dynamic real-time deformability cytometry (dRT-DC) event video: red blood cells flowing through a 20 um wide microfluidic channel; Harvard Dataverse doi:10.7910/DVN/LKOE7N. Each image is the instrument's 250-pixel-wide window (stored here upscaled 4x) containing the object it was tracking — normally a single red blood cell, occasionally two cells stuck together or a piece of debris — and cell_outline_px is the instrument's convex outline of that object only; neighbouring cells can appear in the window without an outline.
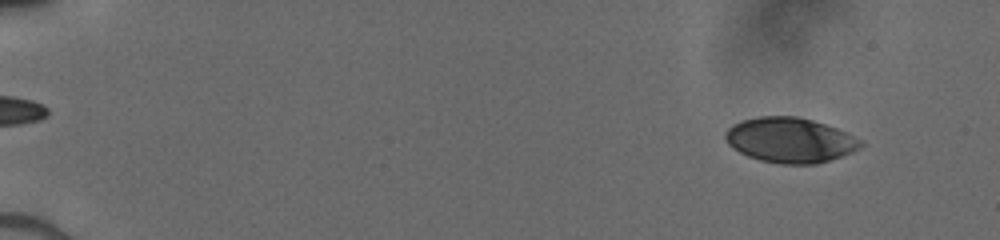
{"species": "human", "species_latin": "Homo sapiens", "temperature_condition": "cold", "stored_images_in_passage": 51, "camera_frame_rate_fps": 3000, "um_per_image_px": 0.085, "donor": {"sex": "male"}, "frame": {"image": 1, "passage_image": 5, "time_ms": 1.333, "image_size_px": [1000, 240], "cell_outline_px": [[864, 144], [860, 148], [852, 152], [816, 164], [780, 164], [760, 160], [748, 156], [732, 148], [728, 144], [724, 136], [724, 132], [732, 124], [744, 120], [760, 116], [796, 116], [812, 120], [836, 128], [860, 140]], "centroid_in_image_um": [67.11, 11.91], "position_along_channel_um": 17.9, "area_um2": 35.32}}
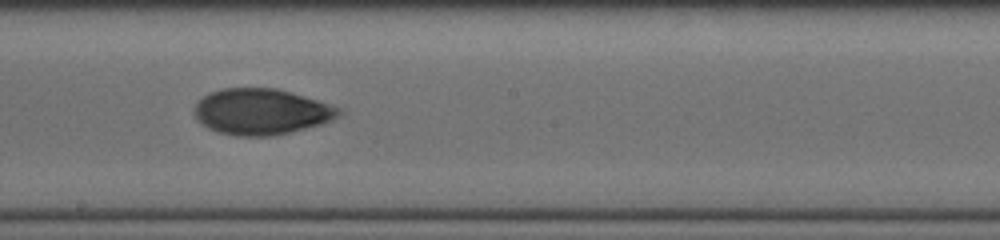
{"frame": {"image": 2, "passage_image": 31, "time_ms": 10.0, "image_size_px": [1000, 240], "cell_outline_px": [[344, 112], [340, 116], [332, 120], [320, 124], [292, 132], [272, 136], [236, 136], [216, 132], [200, 124], [196, 120], [192, 112], [196, 104], [208, 92], [224, 88], [276, 88], [320, 100], [344, 108]], "centroid_in_image_um": [22.23, 9.5], "position_along_channel_um": 226.0, "area_um2": 39.36}}
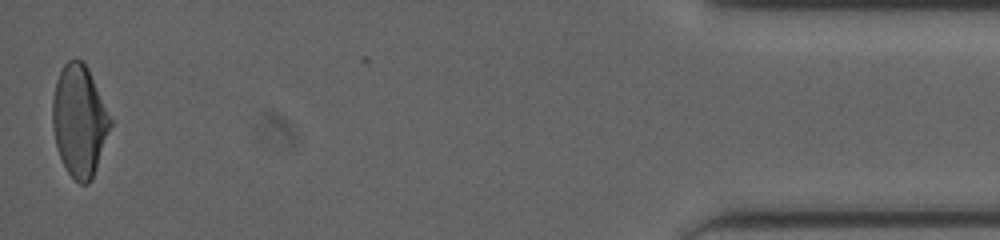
{"frame": {"image": 3, "passage_image": 51, "time_ms": 16.667, "image_size_px": [1000, 240], "cell_outline_px": [[112, 124], [92, 180], [88, 184], [80, 184], [68, 172], [60, 156], [56, 144], [52, 128], [52, 100], [56, 80], [64, 64], [68, 60], [80, 60], [88, 68], [112, 120]], "centroid_in_image_um": [6.74, 10.27], "position_along_channel_um": 428.5, "area_um2": 37.28}}